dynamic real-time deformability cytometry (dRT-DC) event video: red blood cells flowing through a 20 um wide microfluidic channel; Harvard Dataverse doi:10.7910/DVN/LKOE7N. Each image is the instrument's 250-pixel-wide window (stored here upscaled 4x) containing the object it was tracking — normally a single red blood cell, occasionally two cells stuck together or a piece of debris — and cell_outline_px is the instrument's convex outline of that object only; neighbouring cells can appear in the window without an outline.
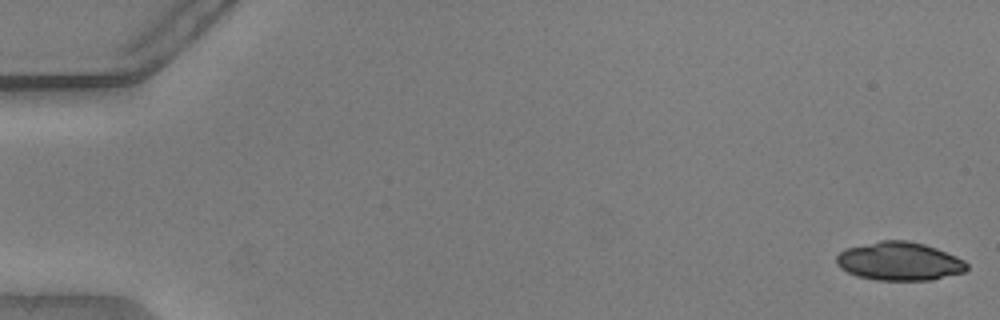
{"species": "common noctule bat (a hibernating species)", "species_latin": "Nyctalus noctula", "temperature_condition": "warm", "stored_images_in_passage": 53, "camera_frame_rate_fps": 3000, "um_per_image_px": 0.085, "animal": {"sex": "male", "body_mass_g": 20.5, "forearm_length_mm": 52.5}, "frame": {"image": 1, "passage_image": 1, "time_ms": 0.0, "image_size_px": [1000, 320], "cell_outline_px": [[968, 268], [964, 272], [932, 280], [876, 280], [856, 276], [840, 268], [836, 264], [836, 256], [844, 248], [880, 240], [908, 240], [924, 244], [936, 248], [956, 256], [964, 260], [968, 264]], "centroid_in_image_um": [76.43, 22.2], "position_along_channel_um": 8.6, "area_um2": 29.42}}